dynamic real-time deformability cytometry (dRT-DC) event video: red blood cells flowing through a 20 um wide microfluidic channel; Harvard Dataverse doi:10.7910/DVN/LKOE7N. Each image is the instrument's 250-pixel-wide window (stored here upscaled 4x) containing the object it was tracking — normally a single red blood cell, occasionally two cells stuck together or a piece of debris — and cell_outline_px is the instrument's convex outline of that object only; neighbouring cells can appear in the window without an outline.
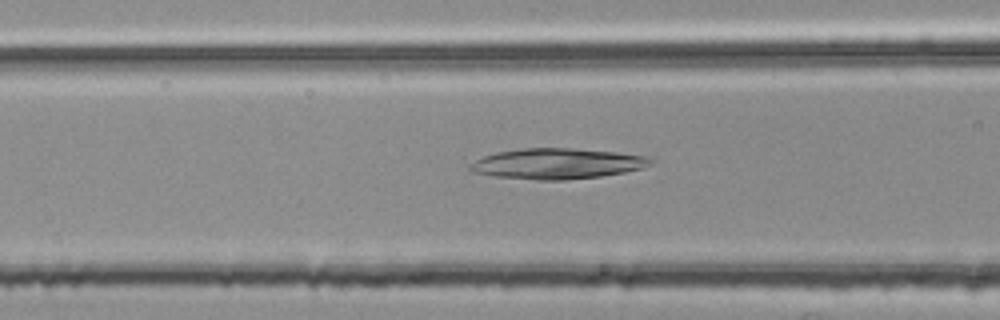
{"species": "common noctule bat (a hibernating species)", "species_latin": "Nyctalus noctula", "temperature_condition": "room temperature", "stored_images_in_passage": 46, "camera_frame_rate_fps": 3000, "um_per_image_px": 0.085, "animal": {"sex": "female", "body_mass_g": 25.1}, "frame": {"image": 1, "passage_image": 14, "time_ms": 4.333, "image_size_px": [1000, 320], "cell_outline_px": [[656, 160], [652, 164], [644, 168], [624, 172], [600, 176], [564, 180], [540, 180], [492, 176], [472, 172], [468, 168], [476, 160], [484, 156], [496, 152], [520, 148], [572, 148], [616, 152], [644, 156]], "centroid_in_image_um": [47.37, 13.91], "position_along_channel_um": 119.2, "area_um2": 32.19}}
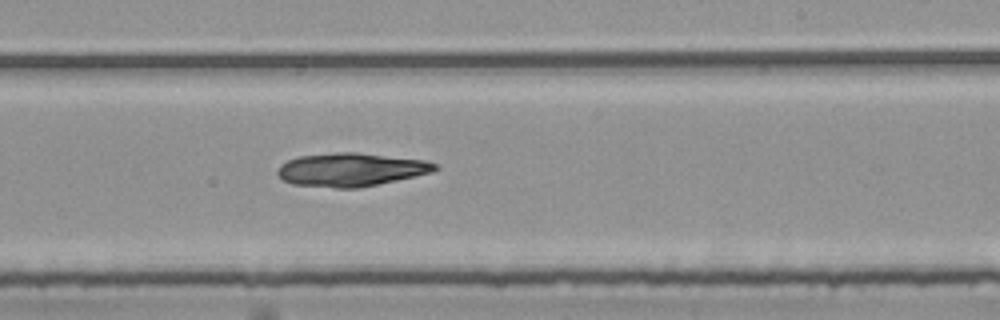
{"frame": {"image": 2, "passage_image": 25, "time_ms": 8.0, "image_size_px": [1000, 320], "cell_outline_px": [[440, 168], [432, 172], [396, 180], [356, 188], [336, 188], [292, 184], [284, 180], [276, 172], [280, 164], [288, 160], [300, 156], [336, 152], [356, 152], [424, 160], [436, 164]], "centroid_in_image_um": [29.81, 14.41], "position_along_channel_um": 259.2, "area_um2": 30.35}}
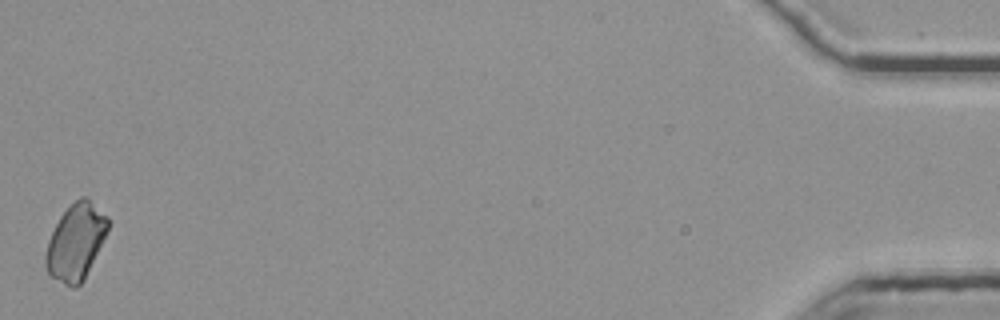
{"frame": {"image": 3, "passage_image": 46, "time_ms": 15.0, "image_size_px": [1000, 320], "cell_outline_px": [[108, 228], [84, 280], [76, 288], [72, 288], [64, 284], [52, 276], [48, 272], [44, 264], [44, 256], [48, 240], [60, 216], [80, 196], [84, 196], [108, 216]], "centroid_in_image_um": [6.41, 20.58], "position_along_channel_um": 428.8, "area_um2": 27.17}}